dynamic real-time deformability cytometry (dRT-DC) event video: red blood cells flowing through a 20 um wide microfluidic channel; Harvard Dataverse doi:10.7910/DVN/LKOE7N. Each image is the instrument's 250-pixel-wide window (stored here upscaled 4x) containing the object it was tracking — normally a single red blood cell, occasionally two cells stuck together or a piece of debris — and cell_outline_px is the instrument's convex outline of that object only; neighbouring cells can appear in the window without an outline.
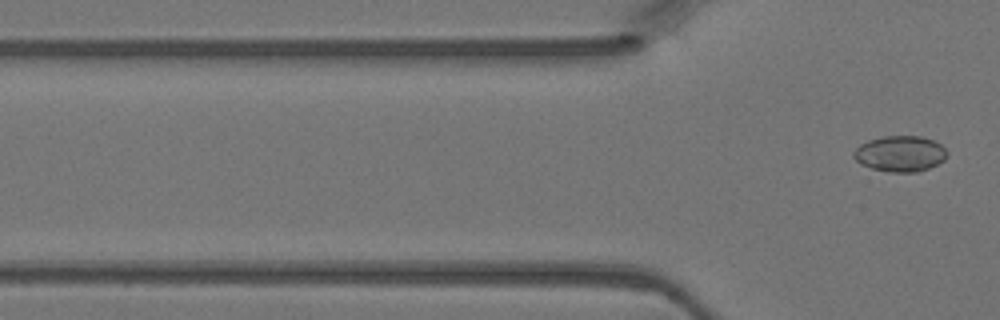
{"species": "Egyptian fruit bat (a non-hibernating species)", "species_latin": "Rousettus aegyptiacus", "temperature_condition": "warm", "stored_images_in_passage": 4, "camera_frame_rate_fps": 3000, "um_per_image_px": 0.085, "animal": {"sex": "female"}, "frame": {"image": 1, "passage_image": 4, "time_ms": 1.0, "image_size_px": [1000, 320], "cell_outline_px": [[948, 156], [944, 160], [928, 168], [916, 172], [888, 172], [872, 168], [860, 164], [852, 156], [852, 152], [860, 144], [868, 140], [884, 136], [924, 136], [940, 144], [948, 152]], "centroid_in_image_um": [76.5, 13.06], "position_along_channel_um": 49.3, "area_um2": 19.59}}